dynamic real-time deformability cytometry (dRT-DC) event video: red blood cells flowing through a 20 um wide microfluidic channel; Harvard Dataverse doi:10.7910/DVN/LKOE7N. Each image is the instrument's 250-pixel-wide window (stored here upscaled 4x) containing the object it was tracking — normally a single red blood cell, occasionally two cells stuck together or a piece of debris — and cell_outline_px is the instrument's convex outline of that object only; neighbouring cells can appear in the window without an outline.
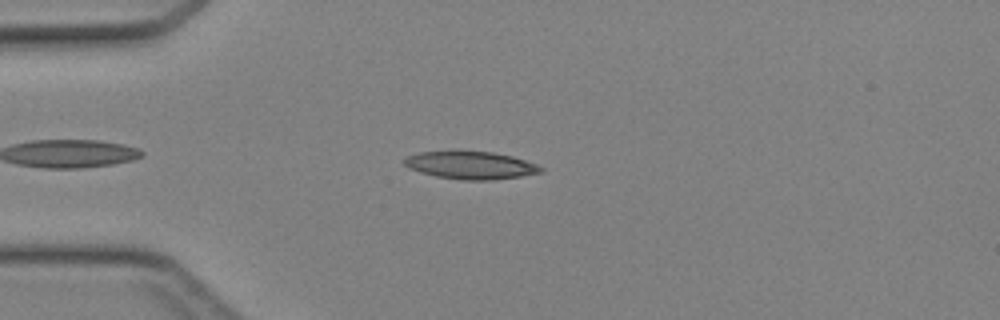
{"species": "Egyptian fruit bat (a non-hibernating species)", "species_latin": "Rousettus aegyptiacus", "temperature_condition": "cold", "stored_images_in_passage": 36, "camera_frame_rate_fps": 3000, "um_per_image_px": 0.085, "animal": {"sex": "female"}, "frame": {"image": 1, "passage_image": 6, "time_ms": 1.667, "image_size_px": [1000, 320], "cell_outline_px": [[544, 172], [520, 176], [492, 180], [460, 180], [436, 176], [420, 172], [408, 168], [400, 160], [404, 156], [420, 152], [460, 148], [492, 152], [512, 156], [536, 164], [544, 168]], "centroid_in_image_um": [39.92, 14.0], "position_along_channel_um": 45.1, "area_um2": 23.0}}
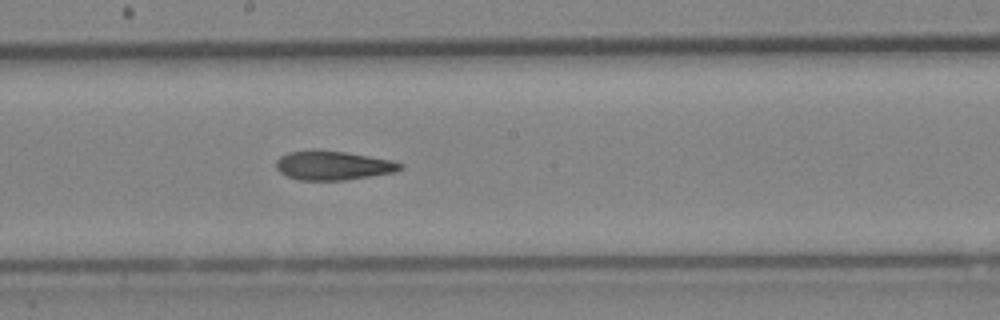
{"frame": {"image": 2, "passage_image": 19, "time_ms": 6.0, "image_size_px": [1000, 320], "cell_outline_px": [[404, 168], [396, 172], [372, 176], [344, 180], [296, 180], [280, 172], [276, 168], [276, 160], [280, 156], [288, 152], [344, 152], [392, 160], [404, 164]], "centroid_in_image_um": [28.36, 14.1], "position_along_channel_um": 219.8, "area_um2": 20.58}}
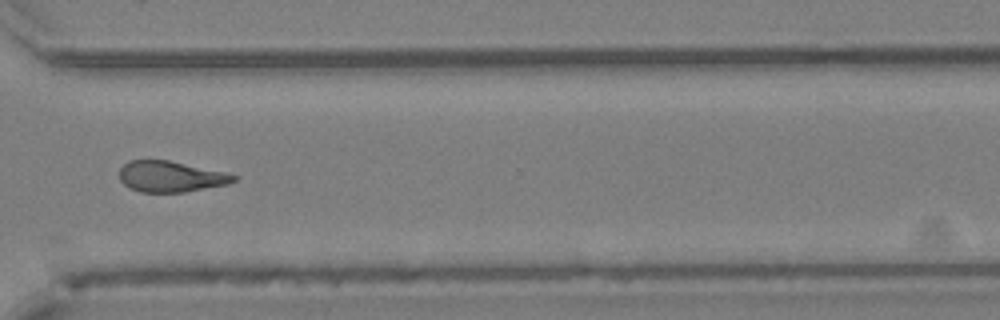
{"frame": {"image": 3, "passage_image": 28, "time_ms": 9.0, "image_size_px": [1000, 320], "cell_outline_px": [[240, 176], [236, 180], [228, 184], [184, 192], [140, 192], [124, 184], [120, 180], [120, 168], [128, 160], [168, 160], [224, 172]], "centroid_in_image_um": [14.52, 15.0], "position_along_channel_um": 356.1, "area_um2": 20.46}}